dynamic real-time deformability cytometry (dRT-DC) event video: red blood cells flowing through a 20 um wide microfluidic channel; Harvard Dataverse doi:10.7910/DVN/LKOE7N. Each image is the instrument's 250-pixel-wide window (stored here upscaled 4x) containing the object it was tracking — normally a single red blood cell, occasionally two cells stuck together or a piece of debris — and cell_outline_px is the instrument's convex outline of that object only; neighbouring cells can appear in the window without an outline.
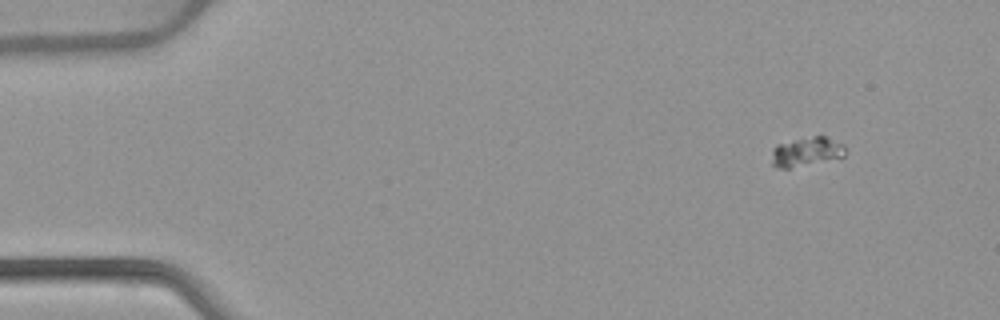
{"species": "common noctule bat (a hibernating species)", "species_latin": "Nyctalus noctula", "temperature_condition": "warm", "stored_images_in_passage": 50, "camera_frame_rate_fps": 3000, "um_per_image_px": 0.085, "animal": {"sex": "female", "body_mass_g": 22.7, "forearm_length_mm": 54.2}, "frame": {"image": 1, "passage_image": 1, "time_ms": 0.0, "image_size_px": [1000, 320], "cell_outline_px": [[844, 156], [788, 168], [780, 168], [772, 164], [772, 148], [776, 144], [792, 140], [816, 136], [824, 136], [844, 144]], "centroid_in_image_um": [68.5, 12.88], "position_along_channel_um": 16.5, "area_um2": 12.2}}
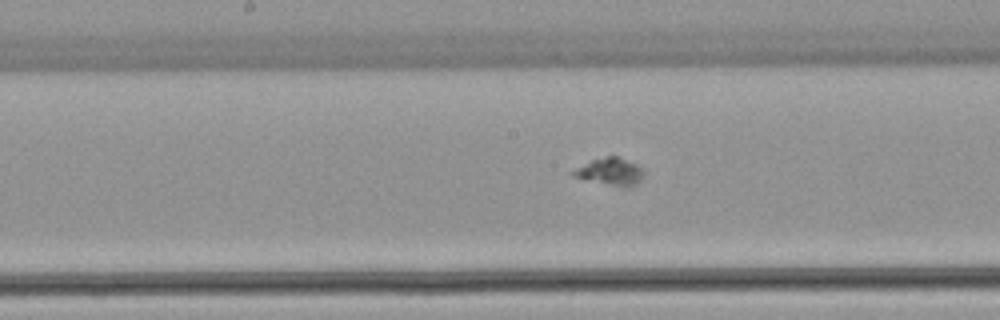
{"frame": {"image": 2, "passage_image": 24, "time_ms": 7.667, "image_size_px": [1000, 320], "cell_outline_px": [[644, 176], [636, 184], [628, 188], [624, 188], [572, 176], [568, 172], [592, 160], [604, 156], [616, 156], [636, 164], [644, 172]], "centroid_in_image_um": [51.86, 14.6], "position_along_channel_um": 196.3, "area_um2": 11.16}}
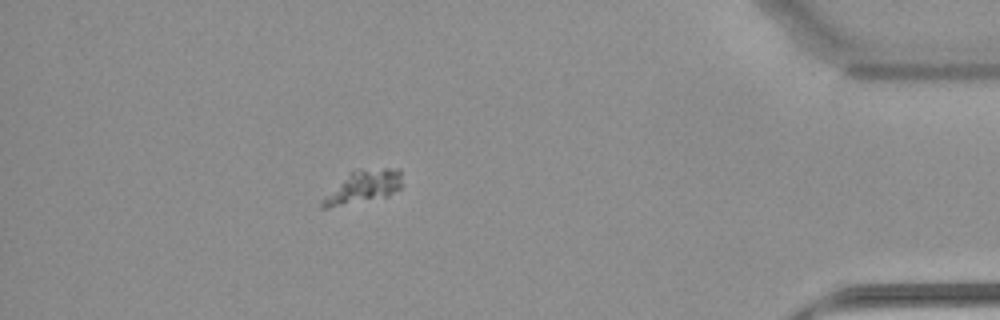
{"frame": {"image": 3, "passage_image": 44, "time_ms": 14.333, "image_size_px": [1000, 320], "cell_outline_px": [[404, 184], [400, 188], [388, 196], [328, 208], [320, 208], [320, 200], [324, 196], [352, 172], [384, 168], [400, 168]], "centroid_in_image_um": [30.93, 15.9], "position_along_channel_um": 404.3, "area_um2": 14.85}}